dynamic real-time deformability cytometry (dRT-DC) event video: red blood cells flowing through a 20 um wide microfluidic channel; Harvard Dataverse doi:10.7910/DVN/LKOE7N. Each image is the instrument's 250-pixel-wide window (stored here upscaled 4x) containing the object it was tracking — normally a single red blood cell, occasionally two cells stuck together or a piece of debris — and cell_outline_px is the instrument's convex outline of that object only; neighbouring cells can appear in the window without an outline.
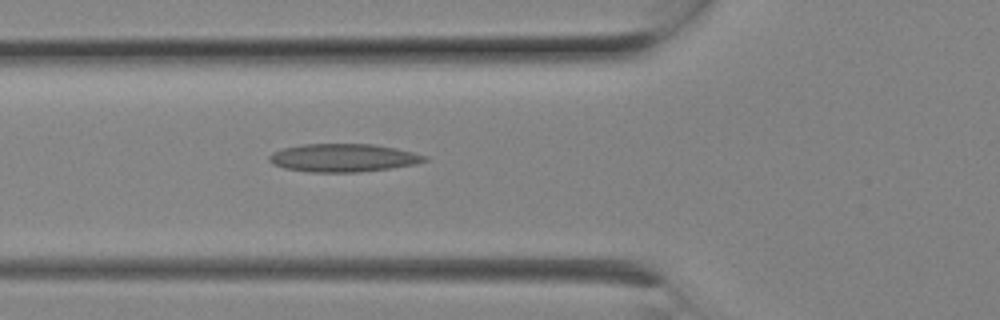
{"species": "Egyptian fruit bat (a non-hibernating species)", "species_latin": "Rousettus aegyptiacus", "temperature_condition": "room temperature", "stored_images_in_passage": 7, "camera_frame_rate_fps": 3000, "um_per_image_px": 0.085, "animal": {"sex": "female"}, "frame": {"image": 1, "passage_image": 7, "time_ms": 2.0, "image_size_px": [1000, 320], "cell_outline_px": [[428, 160], [416, 164], [388, 168], [356, 172], [308, 172], [284, 168], [272, 164], [268, 160], [268, 156], [272, 152], [284, 148], [300, 144], [372, 144], [396, 148], [428, 156]], "centroid_in_image_um": [29.14, 13.41], "position_along_channel_um": 96.7, "area_um2": 25.43}}